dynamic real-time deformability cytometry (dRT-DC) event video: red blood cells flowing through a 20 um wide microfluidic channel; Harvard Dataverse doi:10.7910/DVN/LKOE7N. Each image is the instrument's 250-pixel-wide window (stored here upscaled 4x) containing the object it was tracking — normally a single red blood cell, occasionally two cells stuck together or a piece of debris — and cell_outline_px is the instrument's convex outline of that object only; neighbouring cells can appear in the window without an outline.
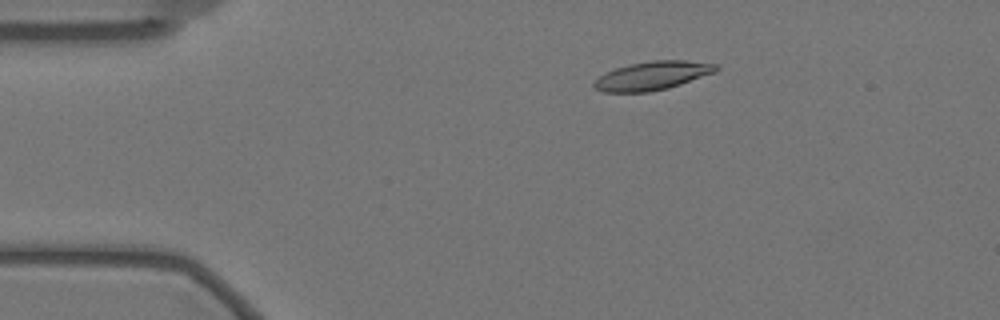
{"species": "Egyptian fruit bat (a non-hibernating species)", "species_latin": "Rousettus aegyptiacus", "temperature_condition": "warm", "stored_images_in_passage": 21, "camera_frame_rate_fps": 3000, "um_per_image_px": 0.085, "animal": {"sex": "female"}, "frame": {"image": 1, "passage_image": 11, "time_ms": 3.333, "image_size_px": [1000, 320], "cell_outline_px": [[720, 68], [716, 72], [668, 88], [648, 92], [604, 92], [596, 88], [592, 84], [600, 76], [616, 68], [628, 64], [652, 60], [684, 60], [720, 64]], "centroid_in_image_um": [55.51, 6.42], "position_along_channel_um": 29.5, "area_um2": 20.29}}
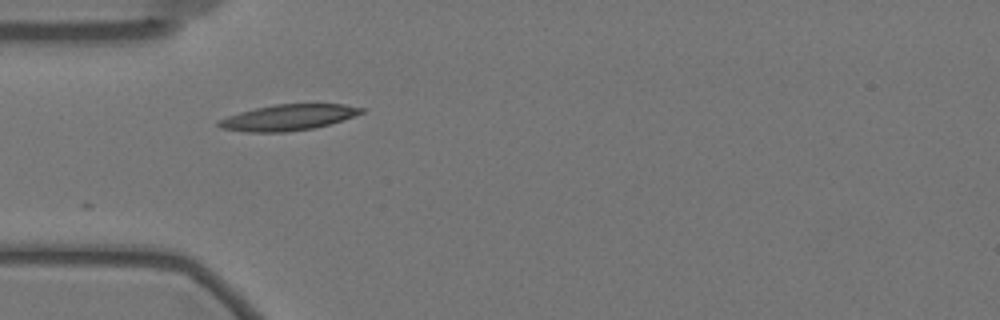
{"frame": {"image": 2, "passage_image": 18, "time_ms": 5.667, "image_size_px": [1000, 320], "cell_outline_px": [[364, 112], [328, 124], [312, 128], [284, 132], [244, 132], [220, 128], [216, 124], [220, 120], [228, 116], [240, 112], [256, 108], [276, 104], [344, 104], [364, 108]], "centroid_in_image_um": [24.46, 9.98], "position_along_channel_um": 60.5, "area_um2": 21.21}}
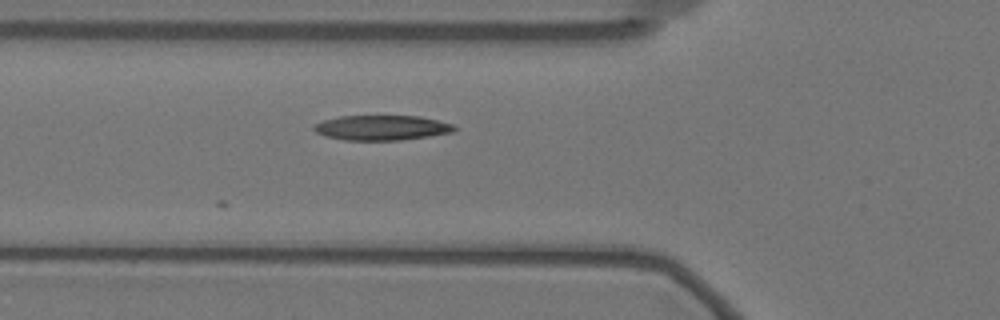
{"frame": {"image": 3, "passage_image": 21, "time_ms": 6.667, "image_size_px": [1000, 320], "cell_outline_px": [[456, 128], [452, 132], [428, 136], [400, 140], [344, 140], [324, 136], [316, 132], [312, 128], [312, 124], [324, 120], [340, 116], [420, 116], [452, 124]], "centroid_in_image_um": [32.38, 10.85], "position_along_channel_um": 93.4, "area_um2": 20.35}}